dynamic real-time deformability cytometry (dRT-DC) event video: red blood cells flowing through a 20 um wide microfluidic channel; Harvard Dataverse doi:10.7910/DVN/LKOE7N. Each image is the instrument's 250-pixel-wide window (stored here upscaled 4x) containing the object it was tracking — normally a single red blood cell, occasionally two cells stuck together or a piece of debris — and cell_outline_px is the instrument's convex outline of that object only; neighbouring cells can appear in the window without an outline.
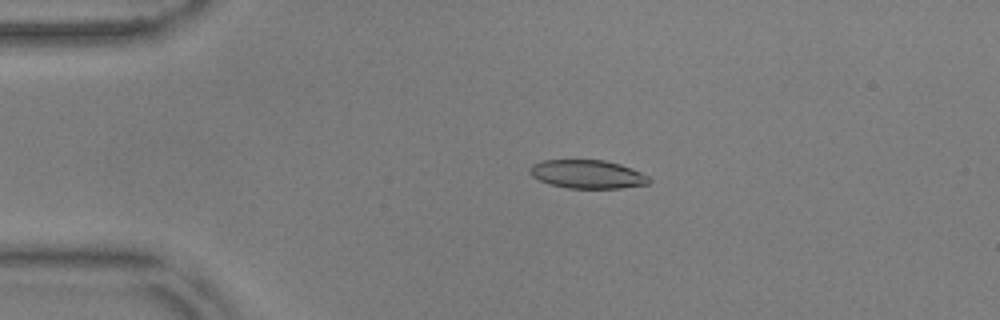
{"species": "common noctule bat (a hibernating species)", "species_latin": "Nyctalus noctula", "temperature_condition": "warm", "stored_images_in_passage": 26, "camera_frame_rate_fps": 3000, "um_per_image_px": 0.085, "animal": {"sex": "male", "body_mass_g": 17.9, "forearm_length_mm": 54.2}, "frame": {"image": 1, "passage_image": 11, "time_ms": 3.333, "image_size_px": [1000, 320], "cell_outline_px": [[652, 180], [648, 184], [620, 188], [568, 188], [548, 184], [532, 176], [528, 172], [528, 168], [532, 164], [544, 160], [604, 160], [620, 164], [632, 168], [648, 176]], "centroid_in_image_um": [49.92, 14.81], "position_along_channel_um": 35.1, "area_um2": 19.88}}
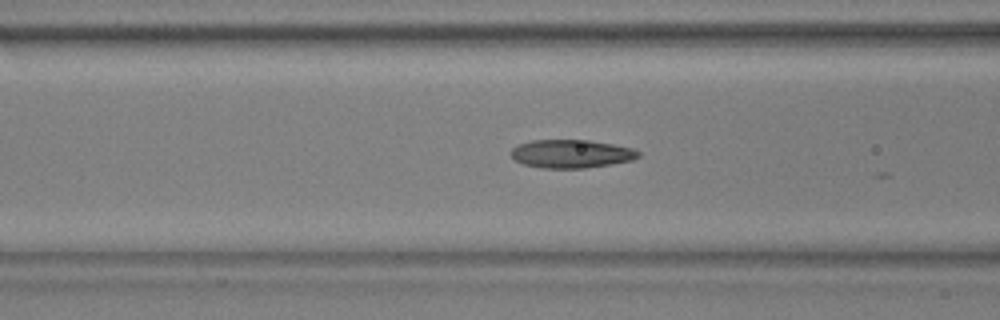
{"frame": {"image": 2, "passage_image": 21, "time_ms": 6.667, "image_size_px": [1000, 320], "cell_outline_px": [[640, 156], [632, 160], [612, 164], [584, 168], [540, 168], [524, 164], [516, 160], [508, 152], [512, 148], [520, 144], [532, 140], [588, 140], [612, 144], [632, 148], [640, 152]], "centroid_in_image_um": [48.55, 13.07], "position_along_channel_um": 118.0, "area_um2": 20.98}}